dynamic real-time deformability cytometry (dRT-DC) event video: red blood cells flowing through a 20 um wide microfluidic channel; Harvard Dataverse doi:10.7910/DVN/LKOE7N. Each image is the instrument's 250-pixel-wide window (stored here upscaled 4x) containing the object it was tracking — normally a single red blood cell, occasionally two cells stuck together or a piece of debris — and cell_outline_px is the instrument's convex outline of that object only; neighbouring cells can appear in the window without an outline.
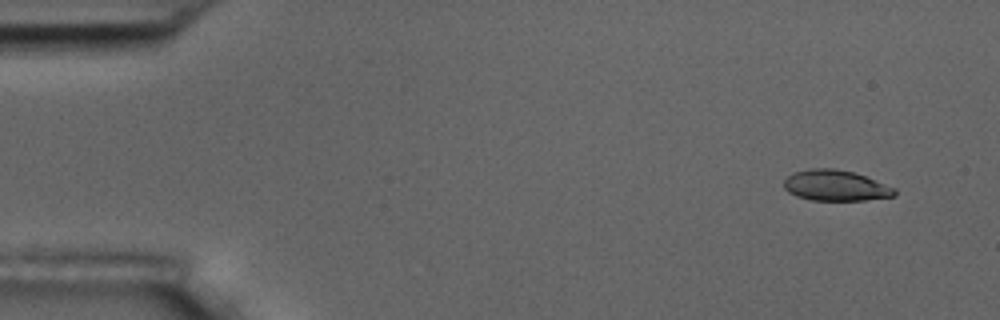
{"species": "common noctule bat (a hibernating species)", "species_latin": "Nyctalus noctula", "temperature_condition": "room temperature", "stored_images_in_passage": 5, "camera_frame_rate_fps": 3000, "um_per_image_px": 0.085, "animal": {"sex": "male", "body_mass_g": 17.5, "forearm_length_mm": 52.3}, "frame": {"image": 1, "passage_image": 1, "time_ms": 0.0, "image_size_px": [1000, 320], "cell_outline_px": [[896, 196], [864, 200], [812, 200], [796, 196], [788, 192], [784, 188], [784, 180], [788, 176], [796, 172], [812, 168], [832, 168], [852, 172], [864, 176], [896, 188]], "centroid_in_image_um": [71.03, 15.78], "position_along_channel_um": 14.0, "area_um2": 19.65}}
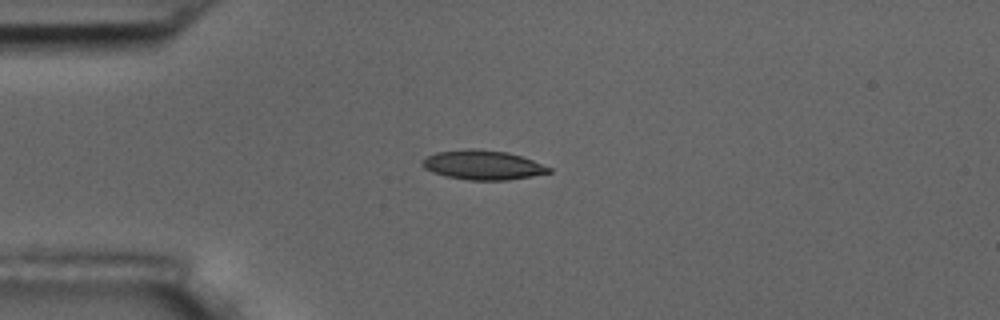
{"frame": {"image": 2, "passage_image": 4, "time_ms": 3.333, "image_size_px": [1000, 320], "cell_outline_px": [[552, 172], [532, 176], [508, 180], [468, 180], [444, 176], [432, 172], [424, 168], [420, 164], [420, 160], [424, 156], [436, 152], [468, 148], [504, 152], [520, 156], [532, 160], [552, 168]], "centroid_in_image_um": [40.97, 14.03], "position_along_channel_um": 44.0, "area_um2": 21.79}}